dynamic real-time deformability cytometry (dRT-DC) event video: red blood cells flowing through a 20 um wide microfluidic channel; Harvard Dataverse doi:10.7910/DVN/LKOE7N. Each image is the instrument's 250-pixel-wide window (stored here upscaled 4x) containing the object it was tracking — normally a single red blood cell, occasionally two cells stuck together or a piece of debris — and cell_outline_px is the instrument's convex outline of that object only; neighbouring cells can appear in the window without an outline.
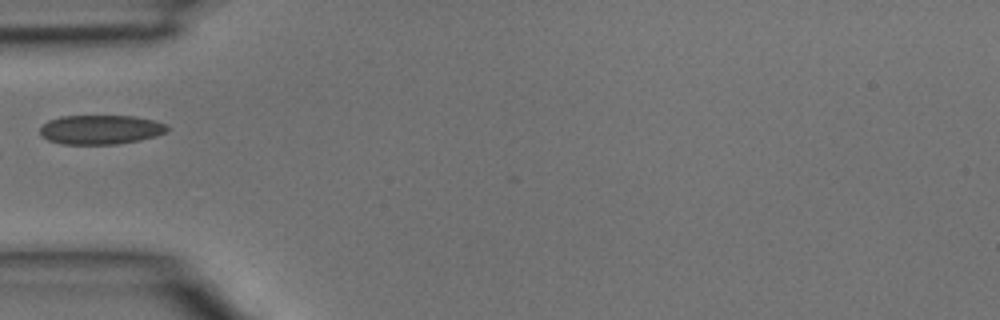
{"species": "common noctule bat (a hibernating species)", "species_latin": "Nyctalus noctula", "temperature_condition": "room temperature", "stored_images_in_passage": 5, "camera_frame_rate_fps": 3000, "um_per_image_px": 0.085, "animal": {"sex": "male", "body_mass_g": 15.6}, "frame": {"image": 1, "passage_image": 5, "time_ms": 1.333, "image_size_px": [1000, 320], "cell_outline_px": [[168, 132], [156, 136], [140, 140], [116, 144], [60, 144], [48, 140], [40, 136], [40, 128], [48, 120], [60, 116], [132, 116], [152, 120], [168, 124]], "centroid_in_image_um": [8.54, 11.02], "position_along_channel_um": 76.5, "area_um2": 21.85}}